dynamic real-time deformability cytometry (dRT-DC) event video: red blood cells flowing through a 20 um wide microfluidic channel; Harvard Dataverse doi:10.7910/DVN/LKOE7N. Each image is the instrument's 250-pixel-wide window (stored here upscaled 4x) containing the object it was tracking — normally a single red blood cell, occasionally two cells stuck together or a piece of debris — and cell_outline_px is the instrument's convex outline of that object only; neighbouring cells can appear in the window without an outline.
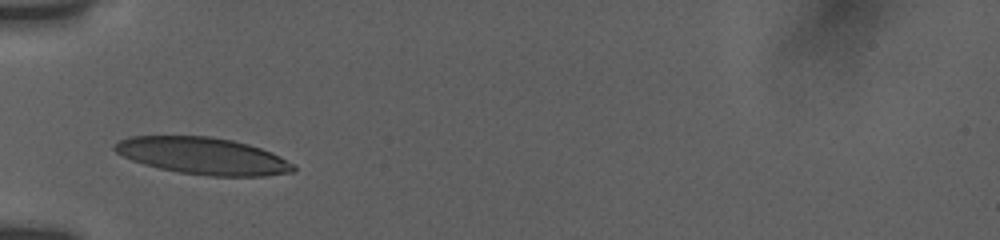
{"species": "human", "species_latin": "Homo sapiens", "temperature_condition": "room temperature", "stored_images_in_passage": 16, "camera_frame_rate_fps": 3000, "um_per_image_px": 0.085, "donor": {"sex": "female"}, "frame": {"image": 1, "passage_image": 1, "time_ms": 0.0, "image_size_px": [1000, 240], "cell_outline_px": [[296, 172], [264, 176], [208, 176], [176, 172], [144, 164], [132, 160], [116, 152], [112, 148], [112, 144], [128, 136], [208, 136], [232, 140], [248, 144], [272, 152], [296, 164]], "centroid_in_image_um": [17.27, 13.26], "position_along_channel_um": 67.7, "area_um2": 38.73}}
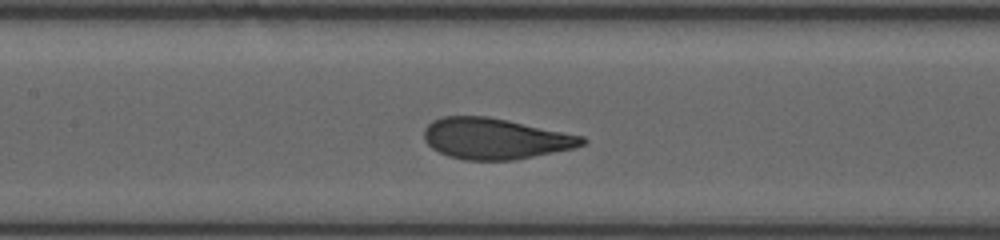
{"frame": {"image": 2, "passage_image": 7, "time_ms": 2.667, "image_size_px": [1000, 240], "cell_outline_px": [[588, 140], [584, 144], [572, 148], [512, 160], [464, 160], [448, 156], [432, 148], [424, 140], [424, 128], [432, 120], [444, 116], [484, 116], [508, 120], [584, 136]], "centroid_in_image_um": [42.05, 11.77], "position_along_channel_um": 165.3, "area_um2": 37.51}}
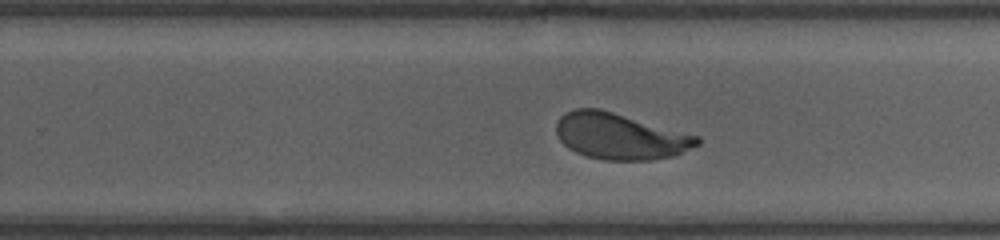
{"frame": {"image": 3, "passage_image": 14, "time_ms": 5.667, "image_size_px": [1000, 240], "cell_outline_px": [[700, 144], [672, 156], [648, 160], [604, 160], [584, 156], [568, 148], [556, 136], [556, 124], [560, 116], [564, 112], [576, 108], [600, 108], [700, 136]], "centroid_in_image_um": [52.68, 11.57], "position_along_channel_um": 277.1, "area_um2": 38.15}}